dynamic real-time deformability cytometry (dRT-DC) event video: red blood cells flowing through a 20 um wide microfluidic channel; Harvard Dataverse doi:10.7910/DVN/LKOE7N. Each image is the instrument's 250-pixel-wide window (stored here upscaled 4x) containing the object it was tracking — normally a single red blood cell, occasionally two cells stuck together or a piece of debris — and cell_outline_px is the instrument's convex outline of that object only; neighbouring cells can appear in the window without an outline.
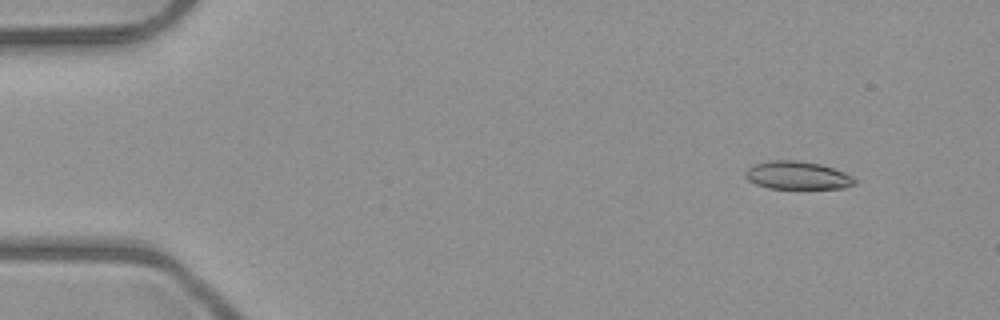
{"species": "common noctule bat (a hibernating species)", "species_latin": "Nyctalus noctula", "temperature_condition": "room temperature", "stored_images_in_passage": 5, "camera_frame_rate_fps": 3000, "um_per_image_px": 0.085, "animal": {"sex": "male", "body_mass_g": 23.1, "forearm_length_mm": 52.7}, "frame": {"image": 1, "passage_image": 2, "time_ms": 1.333, "image_size_px": [1000, 320], "cell_outline_px": [[856, 184], [844, 188], [768, 188], [756, 184], [748, 180], [744, 176], [744, 172], [752, 164], [768, 160], [796, 160], [820, 164], [844, 172], [852, 176], [856, 180]], "centroid_in_image_um": [67.74, 14.9], "position_along_channel_um": 17.3, "area_um2": 17.92}}
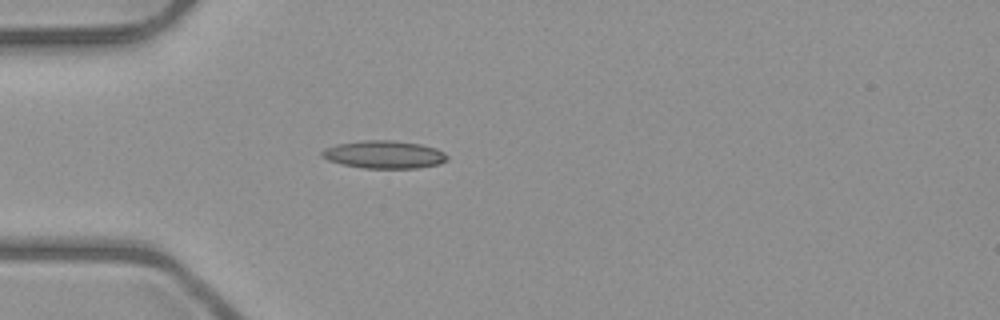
{"frame": {"image": 2, "passage_image": 5, "time_ms": 4.667, "image_size_px": [1000, 320], "cell_outline_px": [[448, 160], [440, 164], [416, 168], [364, 168], [344, 164], [328, 160], [320, 156], [320, 152], [324, 148], [336, 144], [364, 140], [392, 140], [420, 144], [436, 148], [444, 152], [448, 156]], "centroid_in_image_um": [32.65, 13.13], "position_along_channel_um": 52.3, "area_um2": 20.35}}